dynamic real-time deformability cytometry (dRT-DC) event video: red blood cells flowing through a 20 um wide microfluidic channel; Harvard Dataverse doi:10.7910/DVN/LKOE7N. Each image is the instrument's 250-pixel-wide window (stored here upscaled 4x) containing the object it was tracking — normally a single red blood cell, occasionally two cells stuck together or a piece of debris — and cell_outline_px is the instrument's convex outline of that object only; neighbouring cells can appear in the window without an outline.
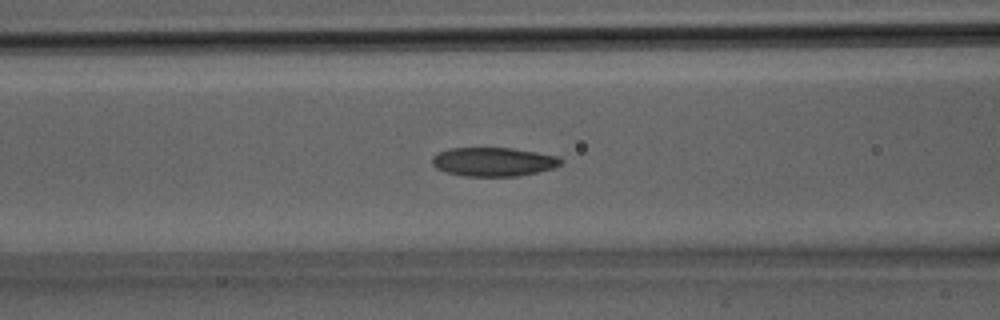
{"species": "Egyptian fruit bat (a non-hibernating species)", "species_latin": "Rousettus aegyptiacus", "temperature_condition": "room temperature", "stored_images_in_passage": 20, "camera_frame_rate_fps": 3000, "um_per_image_px": 0.085, "animal": {"sex": "male"}, "frame": {"image": 1, "passage_image": 12, "time_ms": 3.667, "image_size_px": [1000, 320], "cell_outline_px": [[564, 160], [560, 164], [552, 168], [536, 172], [516, 176], [464, 176], [448, 172], [436, 168], [432, 164], [432, 156], [448, 148], [512, 148], [560, 156]], "centroid_in_image_um": [41.95, 13.74], "position_along_channel_um": 124.7, "area_um2": 21.56}}
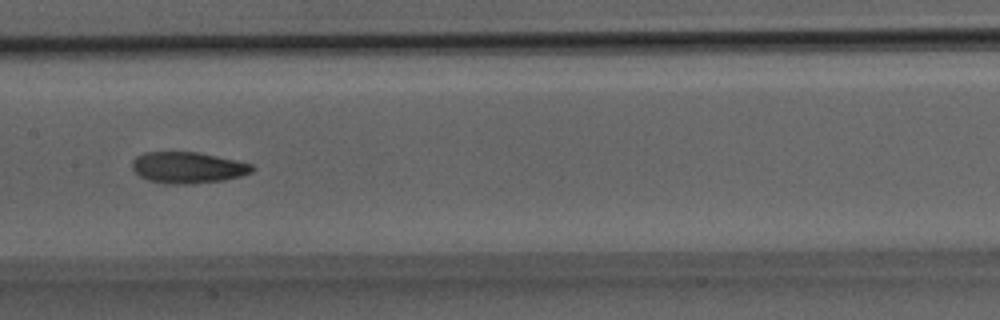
{"frame": {"image": 2, "passage_image": 15, "time_ms": 4.667, "image_size_px": [1000, 320], "cell_outline_px": [[256, 168], [252, 172], [240, 176], [224, 180], [192, 184], [176, 184], [148, 180], [140, 176], [132, 168], [132, 160], [136, 156], [144, 152], [196, 152], [236, 160], [252, 164]], "centroid_in_image_um": [15.98, 14.24], "position_along_channel_um": 191.4, "area_um2": 21.79}}